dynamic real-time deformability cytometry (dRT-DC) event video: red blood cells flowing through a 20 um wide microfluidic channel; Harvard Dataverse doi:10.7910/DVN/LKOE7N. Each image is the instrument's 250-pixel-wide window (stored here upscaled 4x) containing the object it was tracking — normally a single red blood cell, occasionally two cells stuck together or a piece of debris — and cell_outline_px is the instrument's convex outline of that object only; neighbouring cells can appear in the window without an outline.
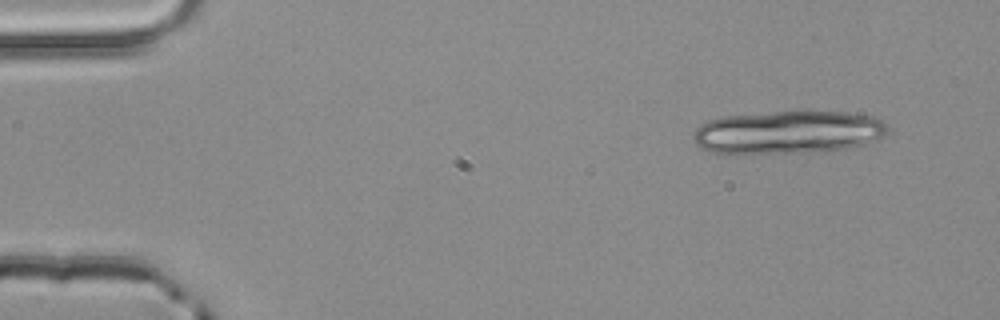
{"species": "common noctule bat (a hibernating species)", "species_latin": "Nyctalus noctula", "temperature_condition": "room temperature", "stored_images_in_passage": 2, "camera_frame_rate_fps": 3000, "um_per_image_px": 0.085, "animal": {"sex": "male", "body_mass_g": 20.4}, "frame": {"image": 1, "passage_image": 1, "time_ms": 0.0, "image_size_px": [1000, 320], "cell_outline_px": [[888, 132], [884, 136], [864, 144], [848, 148], [824, 152], [712, 152], [696, 144], [692, 140], [692, 136], [696, 128], [700, 124], [708, 120], [724, 116], [800, 108], [808, 108], [848, 112], [876, 116], [888, 128]], "centroid_in_image_um": [67.05, 11.17], "position_along_channel_um": 18.0, "area_um2": 49.88}}